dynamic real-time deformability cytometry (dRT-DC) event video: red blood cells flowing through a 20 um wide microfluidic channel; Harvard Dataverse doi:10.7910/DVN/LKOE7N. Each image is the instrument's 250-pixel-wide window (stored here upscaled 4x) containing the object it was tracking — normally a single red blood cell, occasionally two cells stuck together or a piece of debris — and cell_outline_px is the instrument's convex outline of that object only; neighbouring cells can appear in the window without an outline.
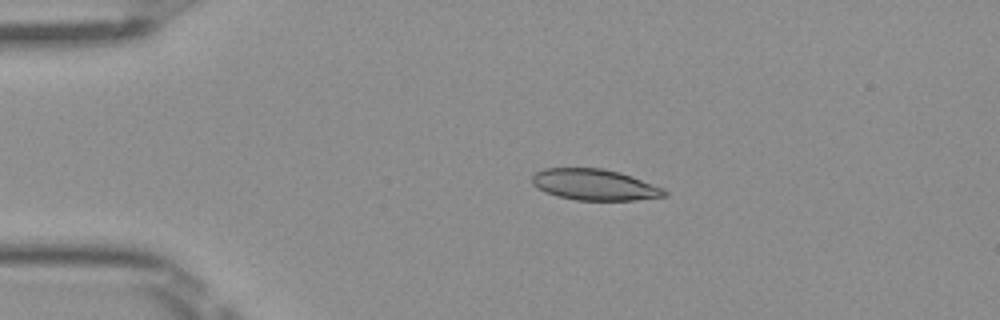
{"species": "Egyptian fruit bat (a non-hibernating species)", "species_latin": "Rousettus aegyptiacus", "temperature_condition": "room temperature", "stored_images_in_passage": 41, "camera_frame_rate_fps": 3000, "um_per_image_px": 0.085, "frame": {"image": 1, "passage_image": 1, "time_ms": 0.0, "image_size_px": [1000, 320], "cell_outline_px": [[668, 196], [636, 200], [576, 200], [556, 196], [544, 192], [532, 184], [532, 176], [536, 172], [544, 168], [604, 168], [620, 172], [632, 176], [664, 188], [668, 192]], "centroid_in_image_um": [50.55, 15.7], "position_along_channel_um": 34.4, "area_um2": 24.22}}
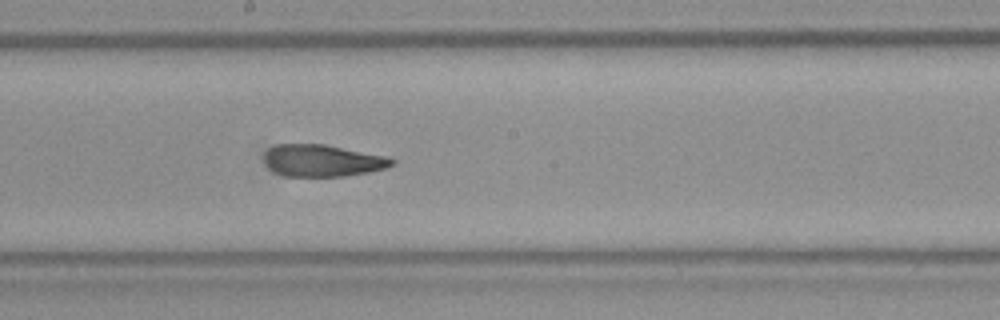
{"frame": {"image": 2, "passage_image": 18, "time_ms": 5.667, "image_size_px": [1000, 320], "cell_outline_px": [[396, 164], [384, 168], [368, 172], [344, 176], [284, 176], [272, 172], [264, 164], [264, 152], [268, 148], [276, 144], [324, 144], [388, 156], [396, 160]], "centroid_in_image_um": [27.38, 13.65], "position_along_channel_um": 220.8, "area_um2": 24.1}}
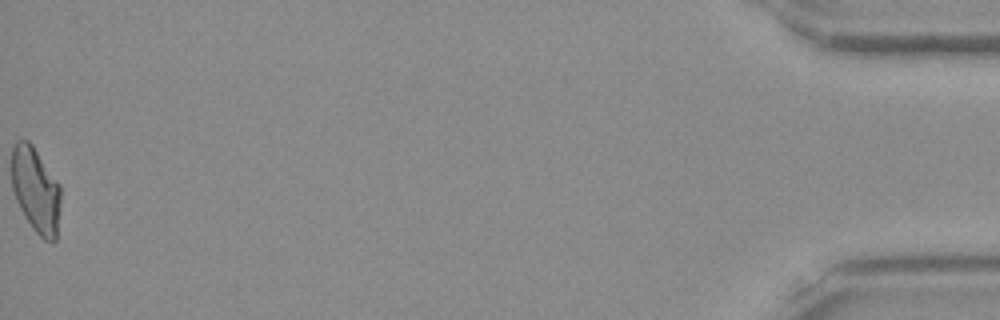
{"frame": {"image": 3, "passage_image": 41, "time_ms": 13.333, "image_size_px": [1000, 320], "cell_outline_px": [[60, 200], [56, 240], [44, 240], [32, 228], [24, 216], [16, 200], [12, 188], [12, 148], [16, 140], [28, 140], [32, 144], [60, 184]], "centroid_in_image_um": [3.03, 16.13], "position_along_channel_um": 432.2, "area_um2": 24.33}, "authors_computed_cell_mechanics": {"area_um2": 24.3916, "velocity_mm_per_s": 4.0477, "shape_relaxation_time_tau1_ms": null, "shape_relaxation_time_tau2_ms": 1.5934, "deformation_change_tau1": null, "deformation_change_tau2": 0.0834}}